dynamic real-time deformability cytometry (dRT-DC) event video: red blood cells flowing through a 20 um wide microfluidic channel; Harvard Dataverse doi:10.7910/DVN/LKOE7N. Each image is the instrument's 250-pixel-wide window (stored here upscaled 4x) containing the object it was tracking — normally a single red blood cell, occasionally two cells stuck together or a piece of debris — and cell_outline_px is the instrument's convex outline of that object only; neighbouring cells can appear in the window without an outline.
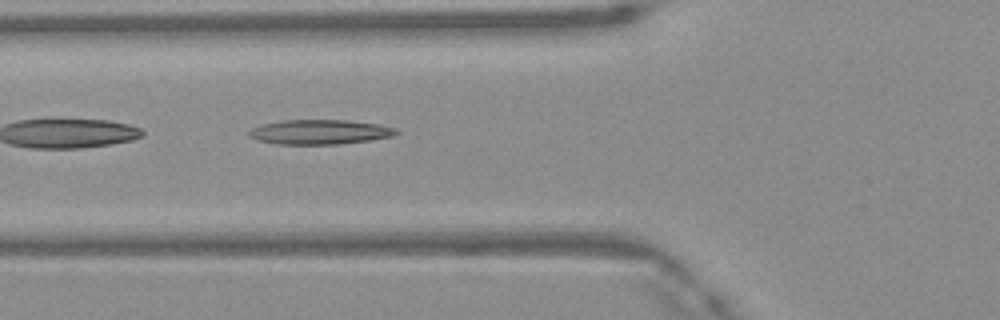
{"species": "Egyptian fruit bat (a non-hibernating species)", "species_latin": "Rousettus aegyptiacus", "temperature_condition": "warm", "stored_images_in_passage": 41, "camera_frame_rate_fps": 3000, "um_per_image_px": 0.085, "frame": {"image": 1, "passage_image": 12, "time_ms": 3.667, "image_size_px": [1000, 320], "cell_outline_px": [[400, 132], [392, 136], [368, 140], [340, 144], [276, 144], [256, 140], [248, 136], [248, 132], [252, 128], [264, 124], [280, 120], [348, 120], [376, 124], [396, 128]], "centroid_in_image_um": [27.15, 11.22], "position_along_channel_um": 98.7, "area_um2": 21.1}}
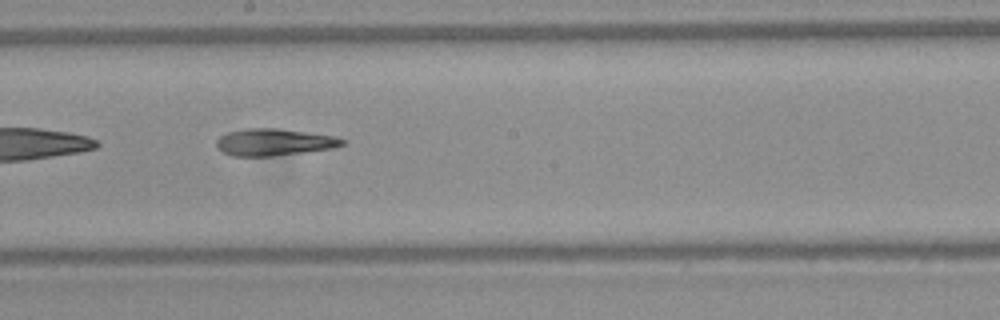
{"frame": {"image": 2, "passage_image": 21, "time_ms": 6.667, "image_size_px": [1000, 320], "cell_outline_px": [[348, 140], [344, 144], [332, 148], [272, 156], [232, 156], [216, 148], [216, 140], [220, 136], [228, 132], [244, 128], [276, 128], [332, 136]], "centroid_in_image_um": [23.25, 12.08], "position_along_channel_um": 225.0, "area_um2": 19.59}}
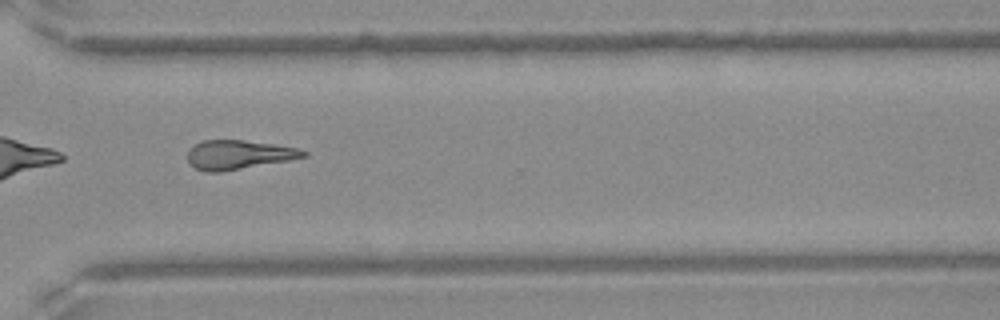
{"frame": {"image": 3, "passage_image": 30, "time_ms": 9.667, "image_size_px": [1000, 320], "cell_outline_px": [[308, 156], [288, 160], [220, 172], [208, 172], [196, 168], [188, 164], [188, 152], [196, 144], [204, 140], [244, 140], [272, 144], [296, 148], [308, 152]], "centroid_in_image_um": [20.27, 13.15], "position_along_channel_um": 350.3, "area_um2": 19.36}}